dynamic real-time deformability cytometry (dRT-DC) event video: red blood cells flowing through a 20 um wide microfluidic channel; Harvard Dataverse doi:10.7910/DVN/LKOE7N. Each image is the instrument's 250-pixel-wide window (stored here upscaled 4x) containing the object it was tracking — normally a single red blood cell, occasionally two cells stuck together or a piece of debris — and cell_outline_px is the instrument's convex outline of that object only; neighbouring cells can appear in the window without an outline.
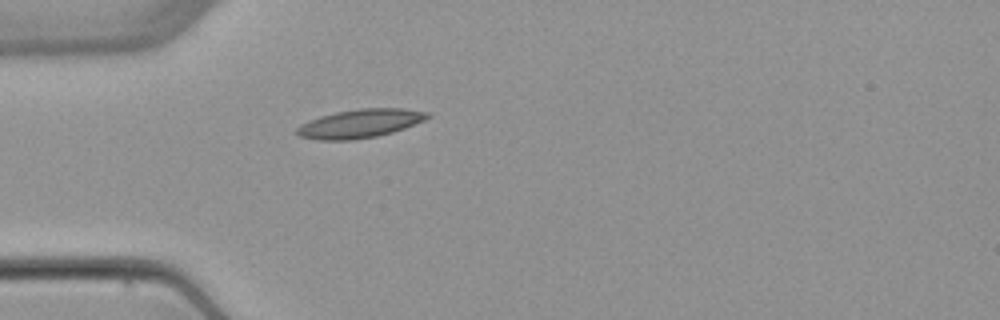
{"species": "common noctule bat (a hibernating species)", "species_latin": "Nyctalus noctula", "temperature_condition": "warm", "stored_images_in_passage": 2, "camera_frame_rate_fps": 3000, "um_per_image_px": 0.085, "animal": {"sex": "female", "body_mass_g": 22.7, "forearm_length_mm": 54.2}, "frame": {"image": 1, "passage_image": 2, "time_ms": 1.333, "image_size_px": [1000, 320], "cell_outline_px": [[432, 116], [424, 120], [404, 128], [392, 132], [376, 136], [352, 140], [316, 140], [300, 136], [296, 132], [296, 128], [300, 124], [308, 120], [320, 116], [336, 112], [360, 108], [404, 108], [428, 112]], "centroid_in_image_um": [30.58, 10.49], "position_along_channel_um": 54.4, "area_um2": 21.79}}